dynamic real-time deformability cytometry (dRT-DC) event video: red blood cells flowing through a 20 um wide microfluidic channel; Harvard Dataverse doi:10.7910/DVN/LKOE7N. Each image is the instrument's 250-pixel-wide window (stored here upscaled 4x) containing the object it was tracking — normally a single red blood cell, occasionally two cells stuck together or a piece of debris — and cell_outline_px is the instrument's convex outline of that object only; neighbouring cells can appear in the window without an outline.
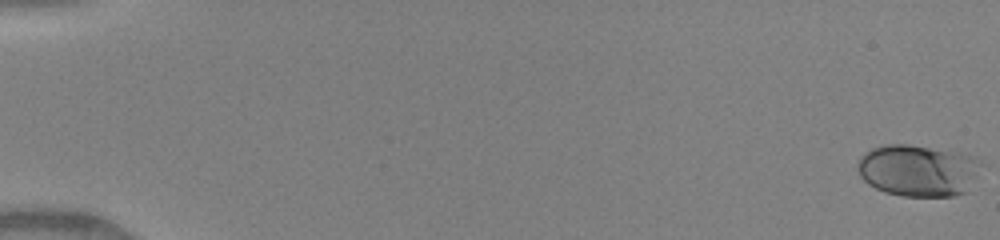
{"species": "human", "species_latin": "Homo sapiens", "temperature_condition": "warm", "stored_images_in_passage": 51, "camera_frame_rate_fps": 3000, "um_per_image_px": 0.085, "donor": {"sex": "female"}, "frame": {"image": 1, "passage_image": 1, "time_ms": 0.0, "image_size_px": [1000, 240], "cell_outline_px": [[984, 164], [968, 192], [952, 196], [904, 196], [884, 192], [868, 184], [860, 176], [856, 168], [856, 164], [860, 156], [864, 152], [872, 148], [888, 144], [908, 144], [960, 152], [976, 156]], "centroid_in_image_um": [78.07, 14.48], "position_along_channel_um": 6.9, "area_um2": 38.03}}
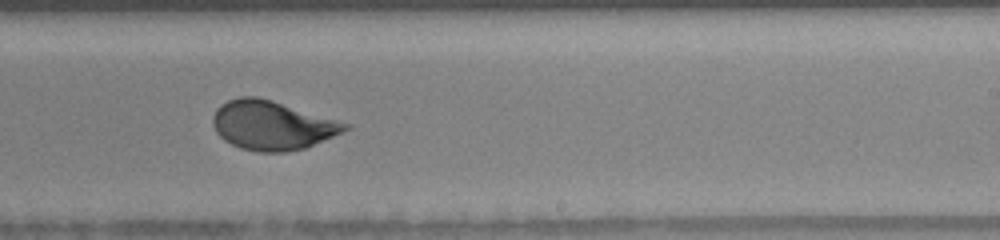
{"frame": {"image": 2, "passage_image": 33, "time_ms": 10.667, "image_size_px": [1000, 240], "cell_outline_px": [[352, 128], [304, 148], [284, 152], [256, 152], [240, 148], [224, 140], [216, 132], [212, 124], [212, 116], [216, 108], [220, 104], [228, 100], [240, 96], [256, 96], [272, 100], [352, 124]], "centroid_in_image_um": [23.11, 10.64], "position_along_channel_um": 265.9, "area_um2": 37.97}}
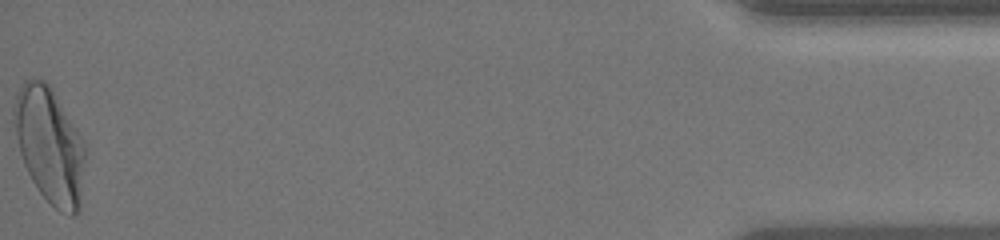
{"frame": {"image": 3, "passage_image": 51, "time_ms": 16.667, "image_size_px": [1000, 240], "cell_outline_px": [[88, 144], [80, 208], [72, 216], [60, 212], [40, 192], [32, 180], [24, 164], [20, 152], [12, 112], [12, 108], [16, 92], [24, 80], [44, 80], [52, 88]], "centroid_in_image_um": [4.27, 12.34], "position_along_channel_um": 430.9, "area_um2": 48.61}, "authors_computed_cell_mechanics": {"area_um2": 36.9342, "velocity_mm_per_s": 4.1288, "shape_relaxation_time_tau1_ms": 4.5223, "shape_relaxation_time_tau2_ms": null, "deformation_change_tau1": 0.1764, "deformation_change_tau2": null}}